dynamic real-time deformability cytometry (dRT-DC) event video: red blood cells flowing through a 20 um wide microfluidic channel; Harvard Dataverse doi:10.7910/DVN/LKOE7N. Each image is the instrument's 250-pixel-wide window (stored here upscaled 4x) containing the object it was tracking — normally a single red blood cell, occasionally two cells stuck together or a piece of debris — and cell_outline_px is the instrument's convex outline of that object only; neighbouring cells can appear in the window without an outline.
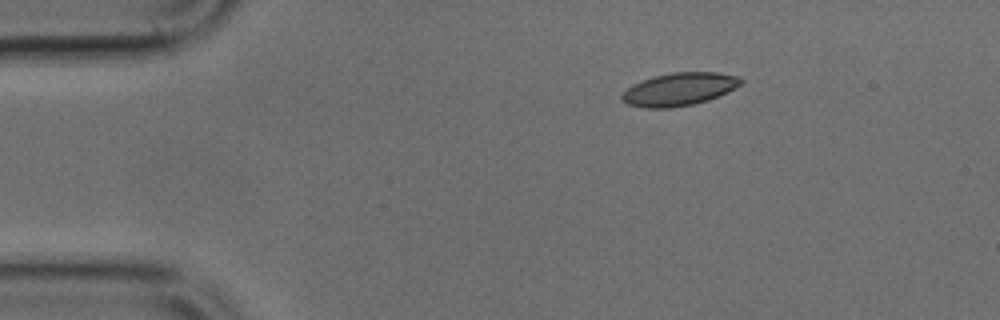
{"species": "common noctule bat (a hibernating species)", "species_latin": "Nyctalus noctula", "temperature_condition": "cold", "stored_images_in_passage": 13, "camera_frame_rate_fps": 3000, "um_per_image_px": 0.085, "animal": {"sex": "male", "body_mass_g": 17.9, "forearm_length_mm": 54.2}, "frame": {"image": 1, "passage_image": 1, "time_ms": 0.0, "image_size_px": [1000, 320], "cell_outline_px": [[744, 80], [740, 84], [708, 100], [692, 104], [668, 108], [644, 108], [628, 104], [620, 96], [632, 84], [652, 76], [672, 72], [716, 72], [736, 76]], "centroid_in_image_um": [57.68, 7.57], "position_along_channel_um": 27.3, "area_um2": 22.43}}
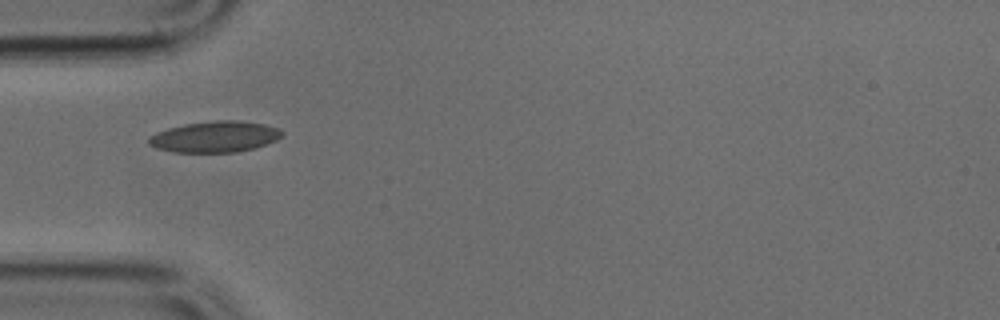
{"frame": {"image": 2, "passage_image": 8, "time_ms": 2.333, "image_size_px": [1000, 320], "cell_outline_px": [[284, 132], [276, 140], [256, 148], [236, 152], [172, 152], [156, 148], [148, 144], [148, 136], [156, 132], [168, 128], [184, 124], [212, 120], [240, 120], [264, 124], [280, 128]], "centroid_in_image_um": [18.26, 11.62], "position_along_channel_um": 66.7, "area_um2": 24.39}}